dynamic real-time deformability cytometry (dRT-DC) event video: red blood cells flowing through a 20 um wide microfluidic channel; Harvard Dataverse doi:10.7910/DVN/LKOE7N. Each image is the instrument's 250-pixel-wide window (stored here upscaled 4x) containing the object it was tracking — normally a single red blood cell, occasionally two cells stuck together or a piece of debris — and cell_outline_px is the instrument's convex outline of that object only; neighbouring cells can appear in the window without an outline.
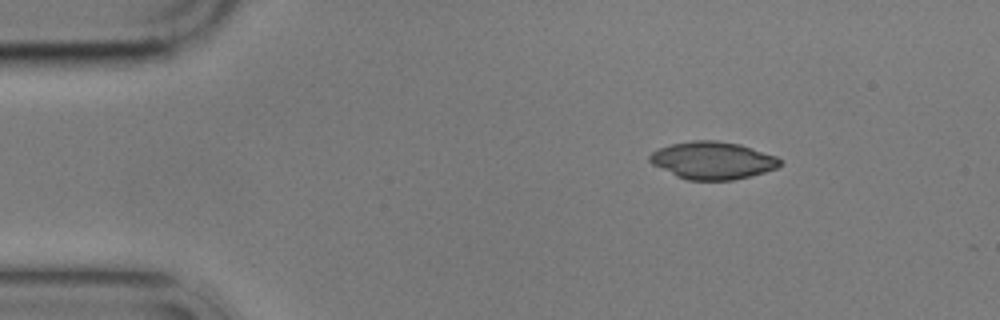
{"species": "common noctule bat (a hibernating species)", "species_latin": "Nyctalus noctula", "temperature_condition": "cold", "stored_images_in_passage": 3, "camera_frame_rate_fps": 3000, "um_per_image_px": 0.085, "animal": {"sex": "male", "body_mass_g": 17.9}, "frame": {"image": 1, "passage_image": 1, "time_ms": 0.0, "image_size_px": [1000, 320], "cell_outline_px": [[784, 164], [776, 168], [764, 172], [732, 180], [688, 180], [676, 176], [652, 164], [648, 160], [648, 156], [652, 152], [660, 148], [672, 144], [692, 140], [716, 140], [740, 144], [776, 156]], "centroid_in_image_um": [60.57, 13.63], "position_along_channel_um": 24.4, "area_um2": 28.38}}